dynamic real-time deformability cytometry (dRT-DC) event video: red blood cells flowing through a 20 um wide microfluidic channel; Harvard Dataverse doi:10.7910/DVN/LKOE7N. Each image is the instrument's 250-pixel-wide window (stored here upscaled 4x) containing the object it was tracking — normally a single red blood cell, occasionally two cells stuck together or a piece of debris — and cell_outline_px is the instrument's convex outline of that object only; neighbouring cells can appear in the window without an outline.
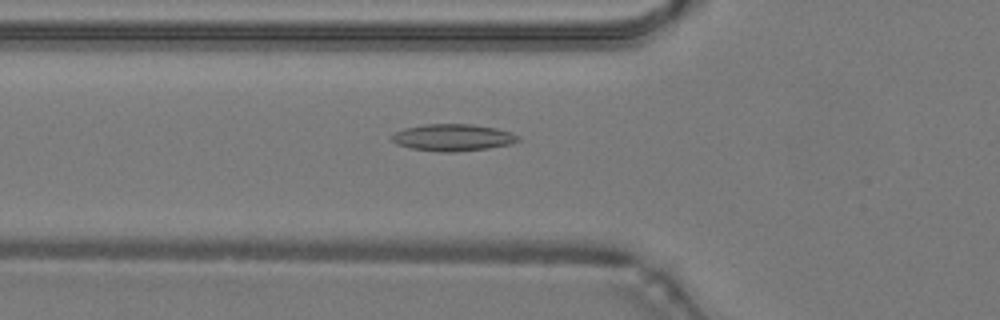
{"species": "common noctule bat (a hibernating species)", "species_latin": "Nyctalus noctula", "temperature_condition": "warm", "stored_images_in_passage": 48, "camera_frame_rate_fps": 3000, "um_per_image_px": 0.085, "animal": {"sex": "male", "body_mass_g": 19.2, "forearm_length_mm": 51.8}, "frame": {"image": 1, "passage_image": 17, "time_ms": 5.333, "image_size_px": [1000, 320], "cell_outline_px": [[520, 140], [512, 144], [488, 148], [456, 152], [440, 152], [412, 148], [396, 144], [392, 140], [392, 136], [396, 132], [404, 128], [424, 124], [472, 124], [496, 128], [520, 136]], "centroid_in_image_um": [38.51, 11.69], "position_along_channel_um": 87.3, "area_um2": 19.77}}
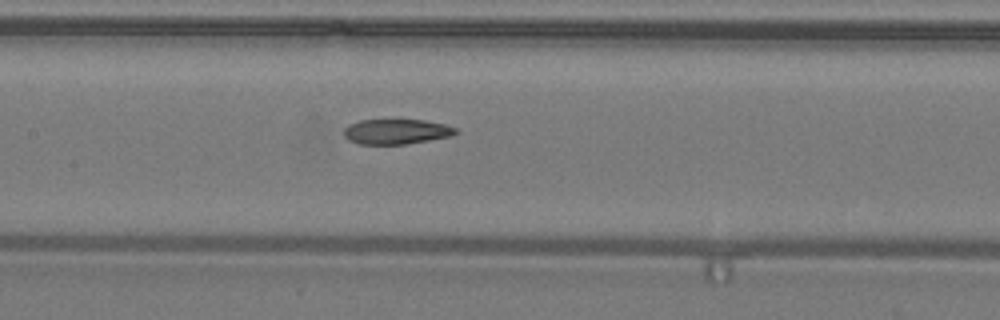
{"frame": {"image": 2, "passage_image": 23, "time_ms": 7.333, "image_size_px": [1000, 320], "cell_outline_px": [[460, 132], [452, 136], [404, 144], [356, 144], [348, 140], [344, 136], [344, 128], [348, 124], [360, 120], [424, 120], [444, 124], [456, 128]], "centroid_in_image_um": [33.67, 11.19], "position_along_channel_um": 173.7, "area_um2": 16.42}}
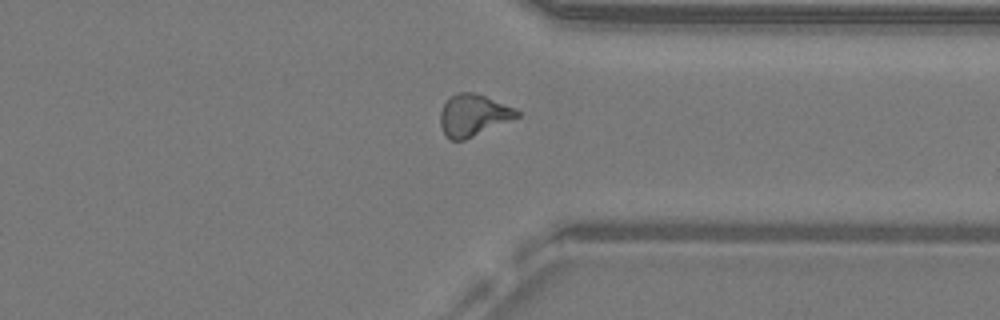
{"frame": {"image": 3, "passage_image": 37, "time_ms": 12.0, "image_size_px": [1000, 320], "cell_outline_px": [[520, 116], [464, 140], [448, 140], [440, 124], [440, 112], [444, 104], [452, 96], [460, 92], [472, 92], [484, 96], [512, 108], [520, 112]], "centroid_in_image_um": [40.19, 9.81], "position_along_channel_um": 371.2, "area_um2": 18.15}, "authors_computed_cell_mechanics": {"area_um2": 18.0625, "velocity_mm_per_s": 4.2749, "shape_relaxation_time_tau1_ms": null, "shape_relaxation_time_tau2_ms": 4.7253, "deformation_change_tau1": null, "deformation_change_tau2": 0.1455}}